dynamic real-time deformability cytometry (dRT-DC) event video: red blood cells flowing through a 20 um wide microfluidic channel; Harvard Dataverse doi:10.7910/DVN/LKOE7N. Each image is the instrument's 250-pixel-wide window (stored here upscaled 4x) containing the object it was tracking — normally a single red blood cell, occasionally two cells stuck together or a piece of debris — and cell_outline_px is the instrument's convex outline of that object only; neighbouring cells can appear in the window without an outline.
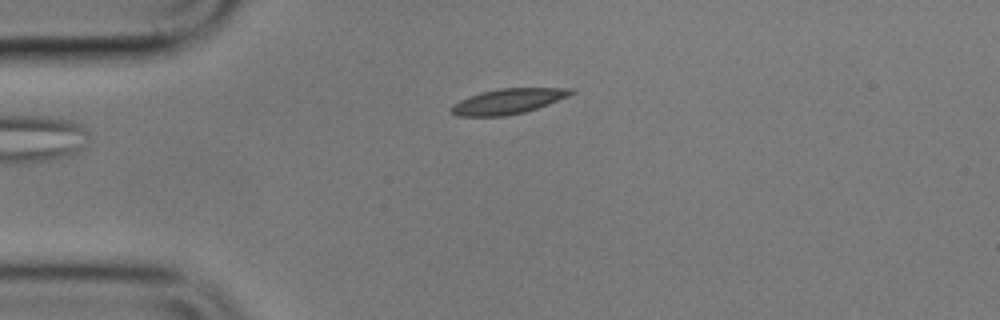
{"species": "common noctule bat (a hibernating species)", "species_latin": "Nyctalus noctula", "temperature_condition": "cold", "stored_images_in_passage": 4, "camera_frame_rate_fps": 3000, "um_per_image_px": 0.085, "animal": {"sex": "male", "body_mass_g": 17.9}, "frame": {"image": 1, "passage_image": 4, "time_ms": 5.0, "image_size_px": [1000, 320], "cell_outline_px": [[576, 92], [568, 96], [548, 104], [524, 112], [504, 116], [460, 116], [452, 112], [452, 104], [460, 100], [480, 92], [496, 88], [576, 88]], "centroid_in_image_um": [43.21, 8.59], "position_along_channel_um": 41.8, "area_um2": 17.51}}